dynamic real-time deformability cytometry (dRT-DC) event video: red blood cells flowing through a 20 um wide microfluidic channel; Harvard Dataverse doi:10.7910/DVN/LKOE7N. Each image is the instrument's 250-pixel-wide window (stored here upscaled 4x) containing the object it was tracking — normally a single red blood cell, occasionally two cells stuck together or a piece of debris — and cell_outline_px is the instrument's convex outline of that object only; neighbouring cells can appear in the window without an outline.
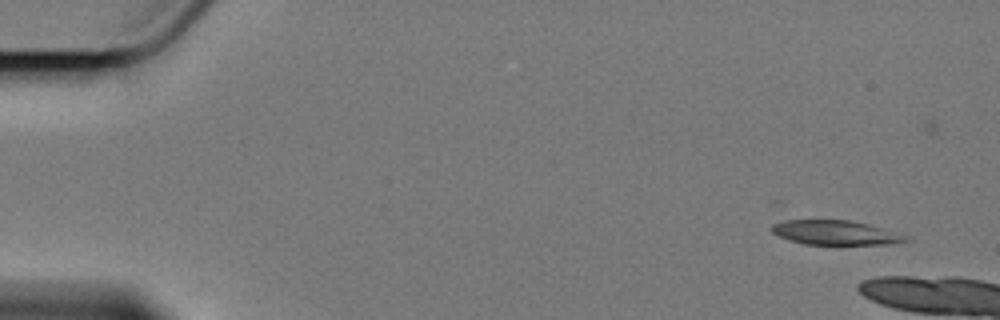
{"species": "Egyptian fruit bat (a non-hibernating species)", "species_latin": "Rousettus aegyptiacus", "temperature_condition": "cold", "stored_images_in_passage": 7, "camera_frame_rate_fps": 3000, "um_per_image_px": 0.085, "animal": {"sex": "female"}, "frame": {"image": 1, "passage_image": 1, "time_ms": 0.0, "image_size_px": [1000, 320], "cell_outline_px": [[912, 236], [908, 240], [888, 244], [804, 244], [788, 240], [772, 232], [768, 228], [772, 224], [784, 220], [848, 220], [868, 224]], "centroid_in_image_um": [71.0, 19.77], "position_along_channel_um": 14.0, "area_um2": 19.13}}
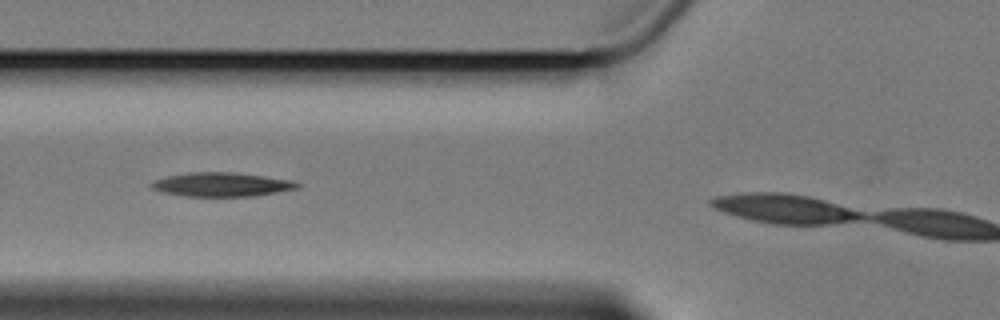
{"frame": {"image": 2, "passage_image": 6, "time_ms": 6.333, "image_size_px": [1000, 320], "cell_outline_px": [[300, 188], [256, 196], [184, 196], [164, 192], [152, 188], [148, 184], [152, 180], [168, 176], [188, 172], [232, 172], [292, 180], [300, 184]], "centroid_in_image_um": [18.83, 15.68], "position_along_channel_um": 107.0, "area_um2": 20.4}}